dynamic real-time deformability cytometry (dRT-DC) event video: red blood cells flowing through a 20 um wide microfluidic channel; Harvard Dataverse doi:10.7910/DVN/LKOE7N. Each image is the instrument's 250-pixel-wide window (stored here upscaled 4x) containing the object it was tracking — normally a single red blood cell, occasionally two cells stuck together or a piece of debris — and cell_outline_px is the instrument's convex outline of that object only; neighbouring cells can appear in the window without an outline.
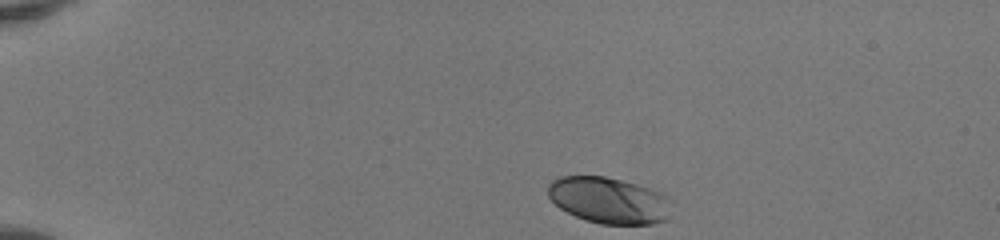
{"species": "human", "species_latin": "Homo sapiens", "temperature_condition": "room temperature", "stored_images_in_passage": 37, "camera_frame_rate_fps": 3000, "um_per_image_px": 0.085, "donor": {"sex": "female"}, "frame": {"image": 1, "passage_image": 1, "time_ms": 0.0, "image_size_px": [1000, 240], "cell_outline_px": [[672, 200], [668, 220], [652, 224], [600, 224], [584, 220], [560, 208], [548, 196], [548, 184], [552, 180], [560, 176], [604, 176], [652, 188], [668, 196]], "centroid_in_image_um": [51.79, 17.03], "position_along_channel_um": 33.2, "area_um2": 33.64}}
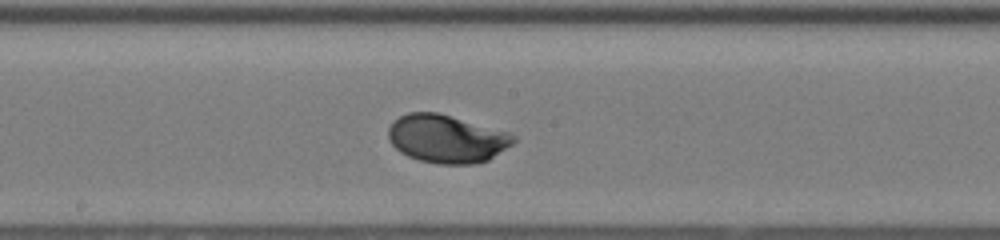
{"frame": {"image": 2, "passage_image": 20, "time_ms": 6.333, "image_size_px": [1000, 240], "cell_outline_px": [[516, 140], [512, 144], [488, 160], [476, 164], [440, 164], [420, 160], [408, 156], [400, 152], [388, 140], [388, 128], [400, 116], [408, 112], [436, 112], [508, 132], [516, 136]], "centroid_in_image_um": [37.96, 11.8], "position_along_channel_um": 210.2, "area_um2": 34.8}}
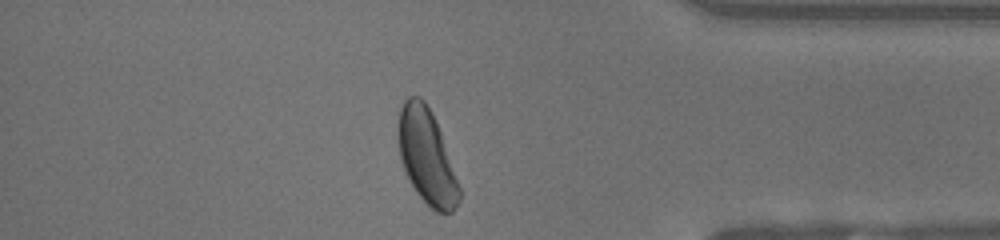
{"frame": {"image": 3, "passage_image": 35, "time_ms": 11.333, "image_size_px": [1000, 240], "cell_outline_px": [[460, 200], [452, 212], [436, 212], [416, 192], [400, 160], [396, 140], [396, 128], [400, 108], [404, 100], [408, 96], [420, 96], [424, 100], [440, 132], [460, 188]], "centroid_in_image_um": [36.22, 13.28], "position_along_channel_um": 399.0, "area_um2": 33.35}, "authors_computed_cell_mechanics": {"area_um2": 33.6396, "velocity_mm_per_s": 4.126, "shape_relaxation_time_tau1_ms": 2.3714, "shape_relaxation_time_tau2_ms": null, "deformation_change_tau1": 0.1471, "deformation_change_tau2": null}}